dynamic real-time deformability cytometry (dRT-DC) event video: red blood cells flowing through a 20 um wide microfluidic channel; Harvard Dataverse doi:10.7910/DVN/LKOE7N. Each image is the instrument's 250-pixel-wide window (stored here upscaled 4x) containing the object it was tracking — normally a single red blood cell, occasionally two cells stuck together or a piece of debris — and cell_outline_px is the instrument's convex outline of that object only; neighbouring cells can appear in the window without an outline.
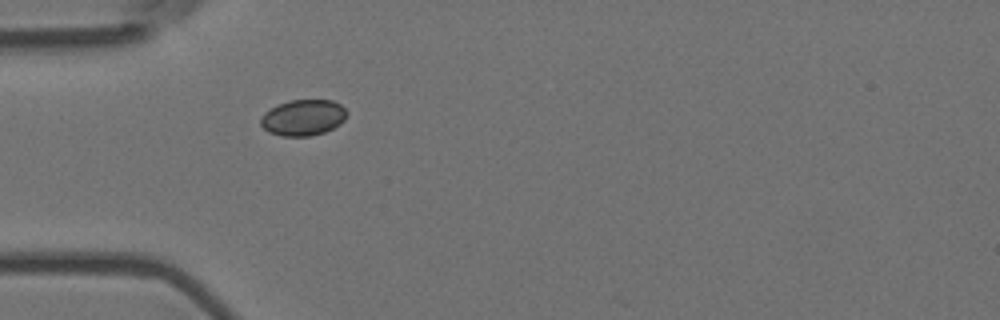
{"species": "Egyptian fruit bat (a non-hibernating species)", "species_latin": "Rousettus aegyptiacus", "temperature_condition": "room temperature", "stored_images_in_passage": 1, "camera_frame_rate_fps": 3000, "um_per_image_px": 0.085, "animal": {"sex": "female"}, "frame": {"image": 1, "passage_image": 1, "time_ms": 0.0, "image_size_px": [1000, 320], "cell_outline_px": [[348, 112], [344, 120], [340, 124], [324, 132], [308, 136], [284, 136], [268, 132], [260, 124], [260, 116], [264, 112], [288, 100], [332, 100], [340, 104]], "centroid_in_image_um": [25.76, 9.99], "position_along_channel_um": 59.2, "area_um2": 18.03}}